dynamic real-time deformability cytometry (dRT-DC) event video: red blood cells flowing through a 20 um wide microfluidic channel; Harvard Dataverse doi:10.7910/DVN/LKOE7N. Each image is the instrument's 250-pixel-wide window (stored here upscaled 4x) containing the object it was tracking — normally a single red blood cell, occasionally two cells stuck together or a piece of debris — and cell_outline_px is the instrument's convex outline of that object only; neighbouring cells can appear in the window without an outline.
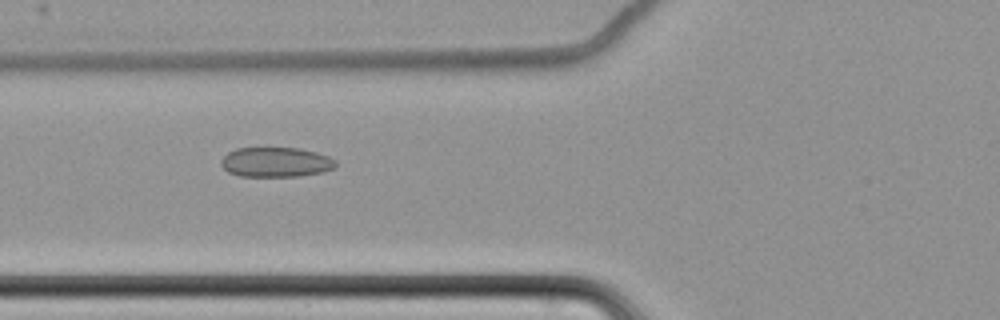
{"species": "common noctule bat (a hibernating species)", "species_latin": "Nyctalus noctula", "temperature_condition": "cold", "stored_images_in_passage": 48, "camera_frame_rate_fps": 3000, "um_per_image_px": 0.085, "animal": {"sex": "female", "body_mass_g": 22.7, "forearm_length_mm": 54.2}, "frame": {"image": 1, "passage_image": 12, "time_ms": 3.667, "image_size_px": [1000, 320], "cell_outline_px": [[336, 168], [324, 172], [300, 176], [240, 176], [228, 172], [220, 164], [220, 160], [228, 152], [236, 148], [300, 148], [316, 152], [328, 156], [336, 160]], "centroid_in_image_um": [23.47, 13.78], "position_along_channel_um": 102.3, "area_um2": 20.06}}
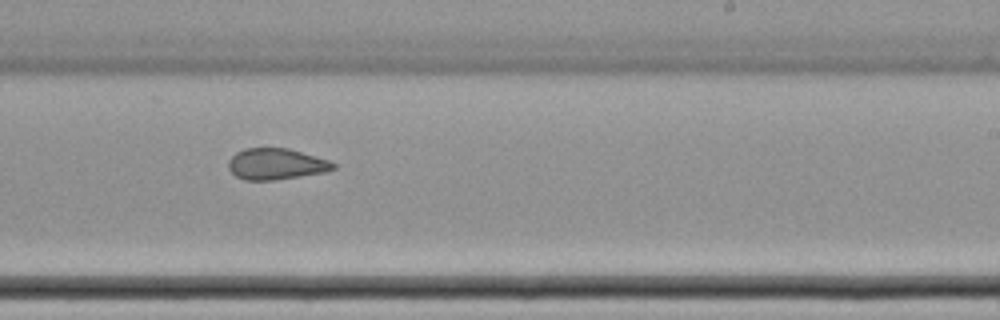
{"frame": {"image": 2, "passage_image": 26, "time_ms": 8.333, "image_size_px": [1000, 320], "cell_outline_px": [[336, 168], [324, 172], [272, 180], [244, 180], [236, 176], [228, 168], [228, 160], [236, 152], [244, 148], [288, 148], [328, 160], [336, 164]], "centroid_in_image_um": [23.43, 13.93], "position_along_channel_um": 265.6, "area_um2": 18.9}}
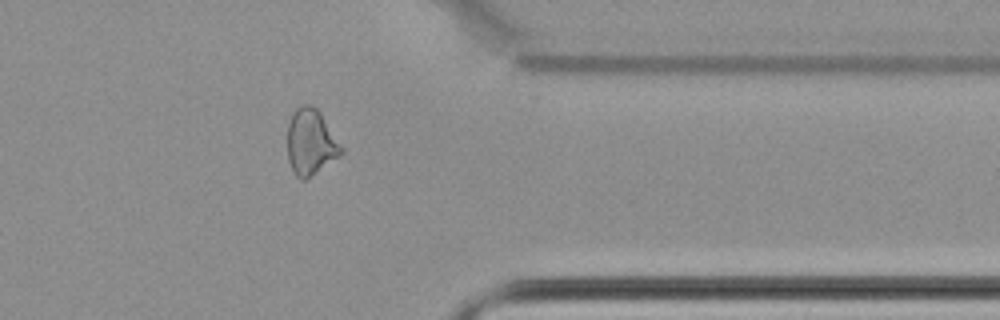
{"frame": {"image": 3, "passage_image": 37, "time_ms": 12.0, "image_size_px": [1000, 320], "cell_outline_px": [[344, 152], [304, 180], [300, 180], [292, 172], [288, 160], [288, 120], [292, 112], [296, 108], [304, 104], [308, 104], [316, 108], [320, 112], [344, 148]], "centroid_in_image_um": [26.39, 12.06], "position_along_channel_um": 385.0, "area_um2": 20.63}, "authors_computed_cell_mechanics": {"area_um2": 20.2011, "velocity_mm_per_s": 3.4957, "shape_relaxation_time_tau1_ms": null, "shape_relaxation_time_tau2_ms": 1.9912, "deformation_change_tau1": null, "deformation_change_tau2": 0.0935}}